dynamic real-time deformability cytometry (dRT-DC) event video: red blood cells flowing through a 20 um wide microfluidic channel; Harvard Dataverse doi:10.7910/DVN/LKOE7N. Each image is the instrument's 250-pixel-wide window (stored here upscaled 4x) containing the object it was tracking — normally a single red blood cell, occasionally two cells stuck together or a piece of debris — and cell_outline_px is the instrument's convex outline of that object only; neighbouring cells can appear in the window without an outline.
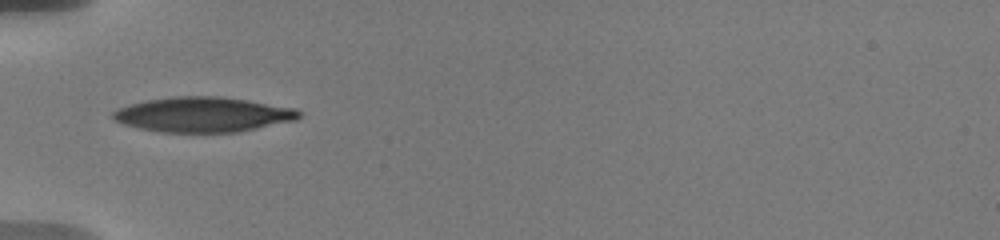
{"species": "human", "species_latin": "Homo sapiens", "temperature_condition": "warm", "stored_images_in_passage": 24, "camera_frame_rate_fps": 3000, "um_per_image_px": 0.085, "donor": {"sex": "male"}, "frame": {"image": 1, "passage_image": 1, "time_ms": 0.0, "image_size_px": [1000, 240], "cell_outline_px": [[300, 116], [296, 120], [240, 132], [160, 132], [140, 128], [124, 124], [112, 120], [112, 112], [116, 108], [128, 104], [144, 100], [172, 96], [220, 96], [248, 100], [296, 108], [300, 112]], "centroid_in_image_um": [17.22, 9.73], "position_along_channel_um": 67.8, "area_um2": 38.26}}
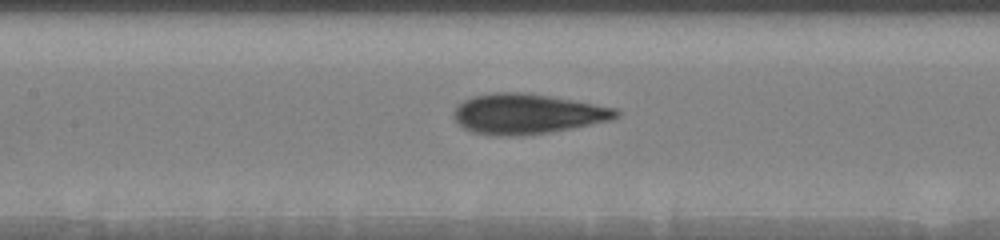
{"frame": {"image": 2, "passage_image": 17, "time_ms": 2.667, "image_size_px": [1000, 240], "cell_outline_px": [[620, 116], [612, 120], [572, 128], [548, 132], [516, 136], [492, 136], [472, 132], [456, 124], [452, 116], [452, 112], [456, 104], [472, 96], [492, 92], [524, 92], [552, 96], [620, 108]], "centroid_in_image_um": [44.79, 9.67], "position_along_channel_um": 162.6, "area_um2": 38.73}}
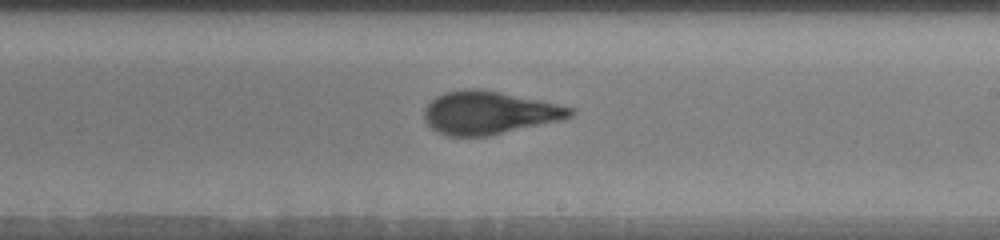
{"frame": {"image": 3, "passage_image": 24, "time_ms": 5.0, "image_size_px": [1000, 240], "cell_outline_px": [[576, 112], [572, 116], [560, 120], [488, 136], [448, 136], [436, 132], [424, 120], [424, 108], [436, 96], [444, 92], [464, 88], [480, 88], [560, 104], [576, 108]], "centroid_in_image_um": [41.57, 9.57], "position_along_channel_um": 247.4, "area_um2": 36.76}}